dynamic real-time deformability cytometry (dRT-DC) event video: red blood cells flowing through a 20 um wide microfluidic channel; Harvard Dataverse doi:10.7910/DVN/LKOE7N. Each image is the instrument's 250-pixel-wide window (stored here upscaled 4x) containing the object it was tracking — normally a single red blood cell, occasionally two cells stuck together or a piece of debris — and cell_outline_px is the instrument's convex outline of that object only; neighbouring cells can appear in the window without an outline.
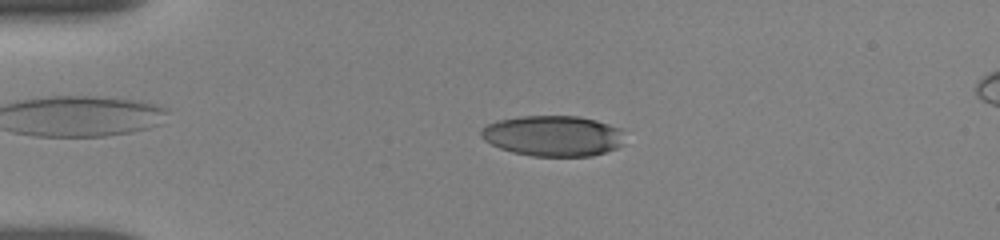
{"species": "human", "species_latin": "Homo sapiens", "temperature_condition": "room temperature", "stored_images_in_passage": 13, "camera_frame_rate_fps": 3000, "um_per_image_px": 0.085, "donor": {"sex": "female"}, "frame": {"image": 1, "passage_image": 6, "time_ms": 2.667, "image_size_px": [1000, 240], "cell_outline_px": [[624, 144], [616, 148], [592, 156], [532, 156], [512, 152], [500, 148], [484, 140], [480, 136], [480, 128], [488, 124], [500, 120], [520, 116], [580, 116], [596, 120], [620, 128]], "centroid_in_image_um": [46.99, 11.55], "position_along_channel_um": 38.0, "area_um2": 34.04}}
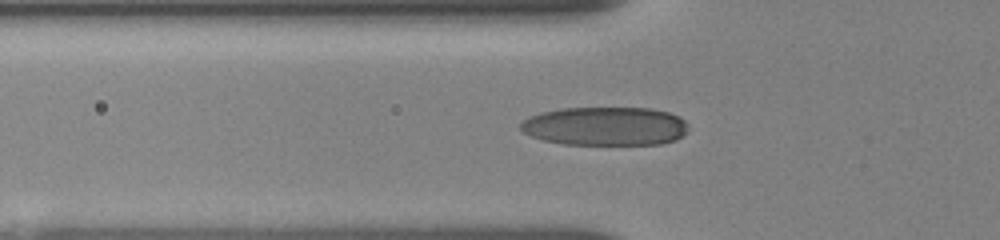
{"frame": {"image": 2, "passage_image": 10, "time_ms": 4.667, "image_size_px": [1000, 240], "cell_outline_px": [[688, 132], [676, 140], [660, 144], [564, 144], [544, 140], [532, 136], [524, 132], [520, 128], [520, 124], [528, 116], [540, 112], [564, 108], [652, 108], [668, 112], [684, 120], [688, 124]], "centroid_in_image_um": [51.46, 10.72], "position_along_channel_um": 74.3, "area_um2": 37.86}}
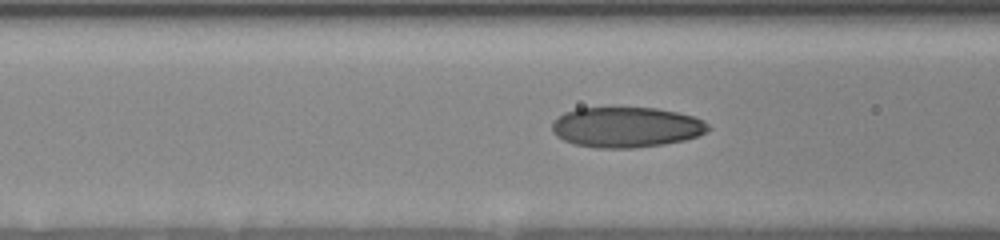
{"frame": {"image": 3, "passage_image": 12, "time_ms": 5.667, "image_size_px": [1000, 240], "cell_outline_px": [[712, 128], [708, 132], [700, 136], [684, 140], [664, 144], [636, 148], [596, 148], [576, 144], [564, 140], [556, 136], [552, 132], [552, 124], [564, 112], [576, 108], [656, 108], [676, 112], [692, 116], [704, 120]], "centroid_in_image_um": [53.27, 10.82], "position_along_channel_um": 113.3, "area_um2": 36.88}}